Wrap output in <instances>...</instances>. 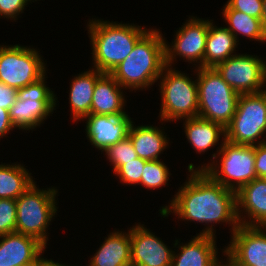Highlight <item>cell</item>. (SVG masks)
<instances>
[{
    "instance_id": "obj_1",
    "label": "cell",
    "mask_w": 266,
    "mask_h": 266,
    "mask_svg": "<svg viewBox=\"0 0 266 266\" xmlns=\"http://www.w3.org/2000/svg\"><path fill=\"white\" fill-rule=\"evenodd\" d=\"M194 168L192 163L188 165V181L180 187L170 205L160 209V214L167 217L170 212L176 213L179 219L207 225L225 222L232 226V234L240 226L236 192L214 181L204 170Z\"/></svg>"
},
{
    "instance_id": "obj_2",
    "label": "cell",
    "mask_w": 266,
    "mask_h": 266,
    "mask_svg": "<svg viewBox=\"0 0 266 266\" xmlns=\"http://www.w3.org/2000/svg\"><path fill=\"white\" fill-rule=\"evenodd\" d=\"M157 29H149L135 44L132 52L109 74L124 88L145 89L162 74L165 42Z\"/></svg>"
},
{
    "instance_id": "obj_3",
    "label": "cell",
    "mask_w": 266,
    "mask_h": 266,
    "mask_svg": "<svg viewBox=\"0 0 266 266\" xmlns=\"http://www.w3.org/2000/svg\"><path fill=\"white\" fill-rule=\"evenodd\" d=\"M134 24L90 20L93 67L103 73H110L132 52L137 41L148 31Z\"/></svg>"
},
{
    "instance_id": "obj_4",
    "label": "cell",
    "mask_w": 266,
    "mask_h": 266,
    "mask_svg": "<svg viewBox=\"0 0 266 266\" xmlns=\"http://www.w3.org/2000/svg\"><path fill=\"white\" fill-rule=\"evenodd\" d=\"M198 115L224 128L233 118L239 94L228 85L214 67L196 68Z\"/></svg>"
},
{
    "instance_id": "obj_5",
    "label": "cell",
    "mask_w": 266,
    "mask_h": 266,
    "mask_svg": "<svg viewBox=\"0 0 266 266\" xmlns=\"http://www.w3.org/2000/svg\"><path fill=\"white\" fill-rule=\"evenodd\" d=\"M219 147L217 156L212 154L213 162L197 170H204L214 181L235 192L257 178L254 146L234 144L223 138ZM215 158H221L219 164Z\"/></svg>"
},
{
    "instance_id": "obj_6",
    "label": "cell",
    "mask_w": 266,
    "mask_h": 266,
    "mask_svg": "<svg viewBox=\"0 0 266 266\" xmlns=\"http://www.w3.org/2000/svg\"><path fill=\"white\" fill-rule=\"evenodd\" d=\"M34 182L18 199H16V232L36 238L47 247L46 229L56 214L57 189H38Z\"/></svg>"
},
{
    "instance_id": "obj_7",
    "label": "cell",
    "mask_w": 266,
    "mask_h": 266,
    "mask_svg": "<svg viewBox=\"0 0 266 266\" xmlns=\"http://www.w3.org/2000/svg\"><path fill=\"white\" fill-rule=\"evenodd\" d=\"M168 69V70H167ZM161 121L195 118L198 115L197 79L165 66L160 75Z\"/></svg>"
},
{
    "instance_id": "obj_8",
    "label": "cell",
    "mask_w": 266,
    "mask_h": 266,
    "mask_svg": "<svg viewBox=\"0 0 266 266\" xmlns=\"http://www.w3.org/2000/svg\"><path fill=\"white\" fill-rule=\"evenodd\" d=\"M265 132L266 90L239 95L235 114L225 127V139L234 144L254 146L266 142L260 138Z\"/></svg>"
},
{
    "instance_id": "obj_9",
    "label": "cell",
    "mask_w": 266,
    "mask_h": 266,
    "mask_svg": "<svg viewBox=\"0 0 266 266\" xmlns=\"http://www.w3.org/2000/svg\"><path fill=\"white\" fill-rule=\"evenodd\" d=\"M45 78L44 75L36 82L17 89V99L9 109L14 128L34 129L55 110L56 95L45 85Z\"/></svg>"
},
{
    "instance_id": "obj_10",
    "label": "cell",
    "mask_w": 266,
    "mask_h": 266,
    "mask_svg": "<svg viewBox=\"0 0 266 266\" xmlns=\"http://www.w3.org/2000/svg\"><path fill=\"white\" fill-rule=\"evenodd\" d=\"M41 55L18 44L0 46V81L15 89L34 83L46 73Z\"/></svg>"
},
{
    "instance_id": "obj_11",
    "label": "cell",
    "mask_w": 266,
    "mask_h": 266,
    "mask_svg": "<svg viewBox=\"0 0 266 266\" xmlns=\"http://www.w3.org/2000/svg\"><path fill=\"white\" fill-rule=\"evenodd\" d=\"M214 68L239 95L264 91L266 62L255 55L235 54Z\"/></svg>"
},
{
    "instance_id": "obj_12",
    "label": "cell",
    "mask_w": 266,
    "mask_h": 266,
    "mask_svg": "<svg viewBox=\"0 0 266 266\" xmlns=\"http://www.w3.org/2000/svg\"><path fill=\"white\" fill-rule=\"evenodd\" d=\"M182 28L176 32V39L172 46L165 44V63L172 67L175 57L180 56L190 63L197 64V68L204 67L206 38L209 31V19L203 20L192 16ZM172 47V48H171Z\"/></svg>"
},
{
    "instance_id": "obj_13",
    "label": "cell",
    "mask_w": 266,
    "mask_h": 266,
    "mask_svg": "<svg viewBox=\"0 0 266 266\" xmlns=\"http://www.w3.org/2000/svg\"><path fill=\"white\" fill-rule=\"evenodd\" d=\"M263 230H262V229ZM266 227L241 225L223 249L242 266H266Z\"/></svg>"
},
{
    "instance_id": "obj_14",
    "label": "cell",
    "mask_w": 266,
    "mask_h": 266,
    "mask_svg": "<svg viewBox=\"0 0 266 266\" xmlns=\"http://www.w3.org/2000/svg\"><path fill=\"white\" fill-rule=\"evenodd\" d=\"M131 266H171L174 251L142 224L130 229Z\"/></svg>"
},
{
    "instance_id": "obj_15",
    "label": "cell",
    "mask_w": 266,
    "mask_h": 266,
    "mask_svg": "<svg viewBox=\"0 0 266 266\" xmlns=\"http://www.w3.org/2000/svg\"><path fill=\"white\" fill-rule=\"evenodd\" d=\"M85 119H87L85 129L87 138L91 145L101 152L127 137L133 122L128 114L111 116L89 114Z\"/></svg>"
},
{
    "instance_id": "obj_16",
    "label": "cell",
    "mask_w": 266,
    "mask_h": 266,
    "mask_svg": "<svg viewBox=\"0 0 266 266\" xmlns=\"http://www.w3.org/2000/svg\"><path fill=\"white\" fill-rule=\"evenodd\" d=\"M236 203L237 217L241 225L266 227L265 178H256L248 184L242 186L236 192ZM242 211H245V214L248 215L247 218L250 219L249 221L247 219L245 220V217H242Z\"/></svg>"
},
{
    "instance_id": "obj_17",
    "label": "cell",
    "mask_w": 266,
    "mask_h": 266,
    "mask_svg": "<svg viewBox=\"0 0 266 266\" xmlns=\"http://www.w3.org/2000/svg\"><path fill=\"white\" fill-rule=\"evenodd\" d=\"M213 225L194 236L191 241L178 246L180 252L173 253L171 266H212L217 256Z\"/></svg>"
},
{
    "instance_id": "obj_18",
    "label": "cell",
    "mask_w": 266,
    "mask_h": 266,
    "mask_svg": "<svg viewBox=\"0 0 266 266\" xmlns=\"http://www.w3.org/2000/svg\"><path fill=\"white\" fill-rule=\"evenodd\" d=\"M0 239V266L34 263L46 248L36 238L17 232L0 236Z\"/></svg>"
},
{
    "instance_id": "obj_19",
    "label": "cell",
    "mask_w": 266,
    "mask_h": 266,
    "mask_svg": "<svg viewBox=\"0 0 266 266\" xmlns=\"http://www.w3.org/2000/svg\"><path fill=\"white\" fill-rule=\"evenodd\" d=\"M123 87L109 74L103 73L96 81L93 91L91 114L125 115Z\"/></svg>"
},
{
    "instance_id": "obj_20",
    "label": "cell",
    "mask_w": 266,
    "mask_h": 266,
    "mask_svg": "<svg viewBox=\"0 0 266 266\" xmlns=\"http://www.w3.org/2000/svg\"><path fill=\"white\" fill-rule=\"evenodd\" d=\"M88 266H131V239L128 233L111 232L92 256Z\"/></svg>"
},
{
    "instance_id": "obj_21",
    "label": "cell",
    "mask_w": 266,
    "mask_h": 266,
    "mask_svg": "<svg viewBox=\"0 0 266 266\" xmlns=\"http://www.w3.org/2000/svg\"><path fill=\"white\" fill-rule=\"evenodd\" d=\"M102 74L103 72L92 68V70L78 74L71 82L69 103L74 121L84 119L91 114L94 87Z\"/></svg>"
},
{
    "instance_id": "obj_22",
    "label": "cell",
    "mask_w": 266,
    "mask_h": 266,
    "mask_svg": "<svg viewBox=\"0 0 266 266\" xmlns=\"http://www.w3.org/2000/svg\"><path fill=\"white\" fill-rule=\"evenodd\" d=\"M157 127L141 125L135 127L133 122L129 128L130 138L134 150L139 158L145 160H159V155L168 146L167 135Z\"/></svg>"
},
{
    "instance_id": "obj_23",
    "label": "cell",
    "mask_w": 266,
    "mask_h": 266,
    "mask_svg": "<svg viewBox=\"0 0 266 266\" xmlns=\"http://www.w3.org/2000/svg\"><path fill=\"white\" fill-rule=\"evenodd\" d=\"M209 21V31L206 38L204 67H215L217 64L234 56L238 45L235 36L226 27L213 26Z\"/></svg>"
},
{
    "instance_id": "obj_24",
    "label": "cell",
    "mask_w": 266,
    "mask_h": 266,
    "mask_svg": "<svg viewBox=\"0 0 266 266\" xmlns=\"http://www.w3.org/2000/svg\"><path fill=\"white\" fill-rule=\"evenodd\" d=\"M184 125L189 143L200 154L216 145L220 135L225 138V128L216 122L195 117L186 118Z\"/></svg>"
},
{
    "instance_id": "obj_25",
    "label": "cell",
    "mask_w": 266,
    "mask_h": 266,
    "mask_svg": "<svg viewBox=\"0 0 266 266\" xmlns=\"http://www.w3.org/2000/svg\"><path fill=\"white\" fill-rule=\"evenodd\" d=\"M34 182L23 165L0 164V199H18Z\"/></svg>"
},
{
    "instance_id": "obj_26",
    "label": "cell",
    "mask_w": 266,
    "mask_h": 266,
    "mask_svg": "<svg viewBox=\"0 0 266 266\" xmlns=\"http://www.w3.org/2000/svg\"><path fill=\"white\" fill-rule=\"evenodd\" d=\"M224 20L229 24L226 27L238 40V34L260 42H266V33L263 30L261 20L243 12L233 9H223Z\"/></svg>"
},
{
    "instance_id": "obj_27",
    "label": "cell",
    "mask_w": 266,
    "mask_h": 266,
    "mask_svg": "<svg viewBox=\"0 0 266 266\" xmlns=\"http://www.w3.org/2000/svg\"><path fill=\"white\" fill-rule=\"evenodd\" d=\"M169 169L160 160H148L145 163L140 184L146 188L156 189L166 185L169 180Z\"/></svg>"
},
{
    "instance_id": "obj_28",
    "label": "cell",
    "mask_w": 266,
    "mask_h": 266,
    "mask_svg": "<svg viewBox=\"0 0 266 266\" xmlns=\"http://www.w3.org/2000/svg\"><path fill=\"white\" fill-rule=\"evenodd\" d=\"M109 162L113 165L114 173L126 162L138 158L130 138L127 136L114 145L109 146L105 151Z\"/></svg>"
},
{
    "instance_id": "obj_29",
    "label": "cell",
    "mask_w": 266,
    "mask_h": 266,
    "mask_svg": "<svg viewBox=\"0 0 266 266\" xmlns=\"http://www.w3.org/2000/svg\"><path fill=\"white\" fill-rule=\"evenodd\" d=\"M16 199H0V236L16 232Z\"/></svg>"
},
{
    "instance_id": "obj_30",
    "label": "cell",
    "mask_w": 266,
    "mask_h": 266,
    "mask_svg": "<svg viewBox=\"0 0 266 266\" xmlns=\"http://www.w3.org/2000/svg\"><path fill=\"white\" fill-rule=\"evenodd\" d=\"M148 160L142 158H136L130 162L123 164L116 172V176H119L120 182L125 184H140L142 173L145 163Z\"/></svg>"
},
{
    "instance_id": "obj_31",
    "label": "cell",
    "mask_w": 266,
    "mask_h": 266,
    "mask_svg": "<svg viewBox=\"0 0 266 266\" xmlns=\"http://www.w3.org/2000/svg\"><path fill=\"white\" fill-rule=\"evenodd\" d=\"M223 9H233L260 19L263 10V0H228Z\"/></svg>"
},
{
    "instance_id": "obj_32",
    "label": "cell",
    "mask_w": 266,
    "mask_h": 266,
    "mask_svg": "<svg viewBox=\"0 0 266 266\" xmlns=\"http://www.w3.org/2000/svg\"><path fill=\"white\" fill-rule=\"evenodd\" d=\"M29 1L32 0H0V17L15 20L20 13H23Z\"/></svg>"
},
{
    "instance_id": "obj_33",
    "label": "cell",
    "mask_w": 266,
    "mask_h": 266,
    "mask_svg": "<svg viewBox=\"0 0 266 266\" xmlns=\"http://www.w3.org/2000/svg\"><path fill=\"white\" fill-rule=\"evenodd\" d=\"M254 153L257 178L266 179V142L254 145Z\"/></svg>"
},
{
    "instance_id": "obj_34",
    "label": "cell",
    "mask_w": 266,
    "mask_h": 266,
    "mask_svg": "<svg viewBox=\"0 0 266 266\" xmlns=\"http://www.w3.org/2000/svg\"><path fill=\"white\" fill-rule=\"evenodd\" d=\"M17 99V89L0 81V108L9 110Z\"/></svg>"
},
{
    "instance_id": "obj_35",
    "label": "cell",
    "mask_w": 266,
    "mask_h": 266,
    "mask_svg": "<svg viewBox=\"0 0 266 266\" xmlns=\"http://www.w3.org/2000/svg\"><path fill=\"white\" fill-rule=\"evenodd\" d=\"M14 126L11 123L9 110L0 108V138L10 132Z\"/></svg>"
},
{
    "instance_id": "obj_36",
    "label": "cell",
    "mask_w": 266,
    "mask_h": 266,
    "mask_svg": "<svg viewBox=\"0 0 266 266\" xmlns=\"http://www.w3.org/2000/svg\"><path fill=\"white\" fill-rule=\"evenodd\" d=\"M222 252L225 253V256H227V261H228L227 264H224L223 262L219 260V258H216L212 266H242L232 256H230L225 250Z\"/></svg>"
},
{
    "instance_id": "obj_37",
    "label": "cell",
    "mask_w": 266,
    "mask_h": 266,
    "mask_svg": "<svg viewBox=\"0 0 266 266\" xmlns=\"http://www.w3.org/2000/svg\"><path fill=\"white\" fill-rule=\"evenodd\" d=\"M36 266H68V265L60 264L58 262L56 263L51 259L48 260L47 258L46 259L42 258Z\"/></svg>"
},
{
    "instance_id": "obj_38",
    "label": "cell",
    "mask_w": 266,
    "mask_h": 266,
    "mask_svg": "<svg viewBox=\"0 0 266 266\" xmlns=\"http://www.w3.org/2000/svg\"><path fill=\"white\" fill-rule=\"evenodd\" d=\"M260 20H261L263 30L266 33V0H263V10H262V15H261Z\"/></svg>"
},
{
    "instance_id": "obj_39",
    "label": "cell",
    "mask_w": 266,
    "mask_h": 266,
    "mask_svg": "<svg viewBox=\"0 0 266 266\" xmlns=\"http://www.w3.org/2000/svg\"><path fill=\"white\" fill-rule=\"evenodd\" d=\"M43 257H39L34 263L31 264H26V265H22V266H36L38 264V262L42 259Z\"/></svg>"
}]
</instances>
